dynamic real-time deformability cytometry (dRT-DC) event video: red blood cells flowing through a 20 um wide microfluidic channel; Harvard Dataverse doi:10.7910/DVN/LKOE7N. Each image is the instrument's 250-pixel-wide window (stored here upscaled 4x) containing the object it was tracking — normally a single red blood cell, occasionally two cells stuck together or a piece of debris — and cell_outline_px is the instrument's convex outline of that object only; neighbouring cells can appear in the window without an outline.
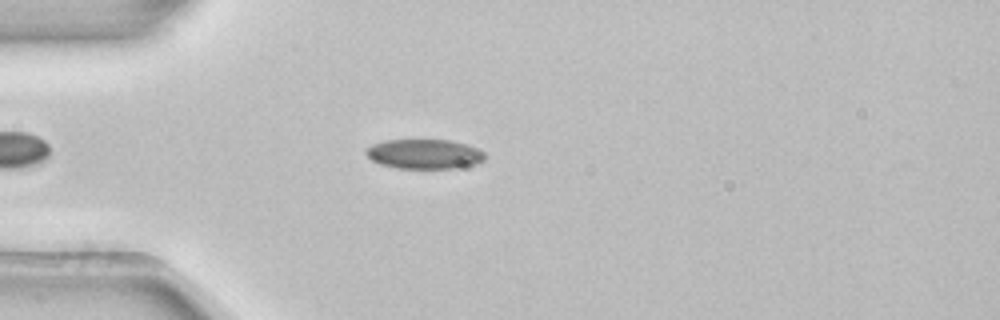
{"species": "common noctule bat (a hibernating species)", "species_latin": "Nyctalus noctula", "temperature_condition": "room temperature", "stored_images_in_passage": 3, "camera_frame_rate_fps": 3000, "um_per_image_px": 0.085, "animal": {"sex": "female", "body_mass_g": 22.7, "forearm_length_mm": 54.2}, "frame": {"image": 1, "passage_image": 3, "time_ms": 0.667, "image_size_px": [1000, 320], "cell_outline_px": [[484, 160], [472, 164], [456, 168], [396, 168], [380, 164], [372, 160], [364, 152], [364, 148], [372, 144], [384, 140], [452, 140], [468, 144], [484, 152]], "centroid_in_image_um": [36.02, 13.08], "position_along_channel_um": 49.0, "area_um2": 20.58}}